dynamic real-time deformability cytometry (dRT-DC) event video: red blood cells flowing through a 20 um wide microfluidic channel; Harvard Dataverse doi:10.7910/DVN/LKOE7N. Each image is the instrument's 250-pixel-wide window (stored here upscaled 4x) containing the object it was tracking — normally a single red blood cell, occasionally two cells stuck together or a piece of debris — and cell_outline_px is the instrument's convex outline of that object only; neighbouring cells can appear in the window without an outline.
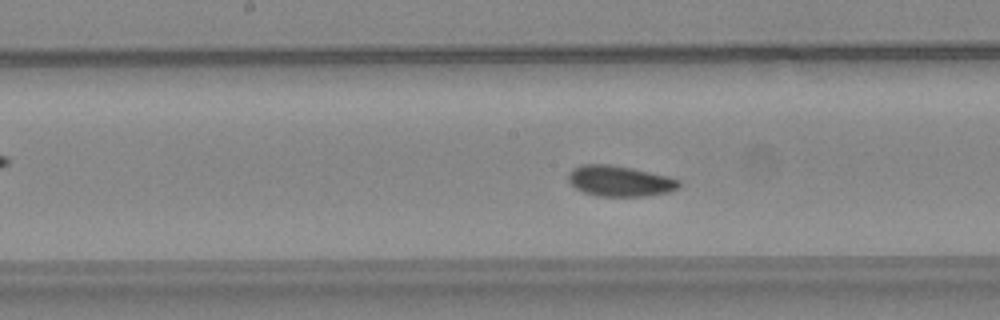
{"species": "common noctule bat (a hibernating species)", "species_latin": "Nyctalus noctula", "temperature_condition": "warm", "stored_images_in_passage": 51, "camera_frame_rate_fps": 3000, "um_per_image_px": 0.085, "animal": {"sex": "female", "body_mass_g": 24.6, "forearm_length_mm": 56.2}, "frame": {"image": 1, "passage_image": 25, "time_ms": 8.0, "image_size_px": [1000, 320], "cell_outline_px": [[680, 184], [676, 188], [668, 192], [644, 196], [596, 196], [584, 192], [576, 188], [568, 180], [568, 172], [572, 168], [580, 164], [612, 164], [632, 168], [668, 176], [680, 180]], "centroid_in_image_um": [52.64, 15.37], "position_along_channel_um": 195.6, "area_um2": 19.83}}
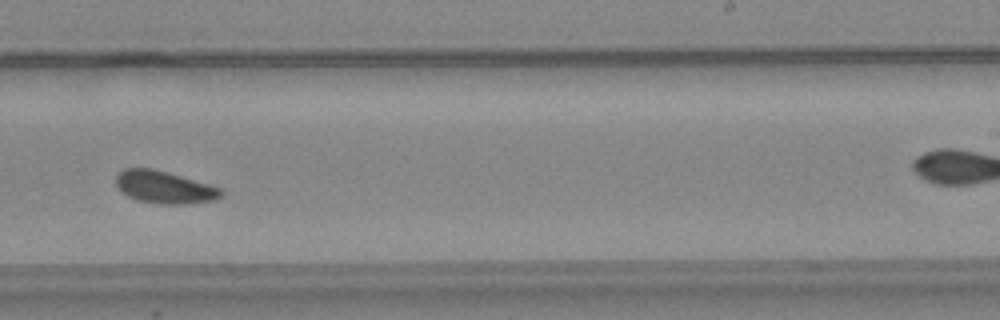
{"frame": {"image": 2, "passage_image": 31, "time_ms": 10.0, "image_size_px": [1000, 320], "cell_outline_px": [[224, 196], [216, 200], [184, 204], [160, 204], [136, 200], [128, 196], [116, 184], [116, 176], [124, 168], [152, 168], [168, 172], [208, 184], [220, 188], [224, 192]], "centroid_in_image_um": [14.0, 15.92], "position_along_channel_um": 275.0, "area_um2": 19.83}}
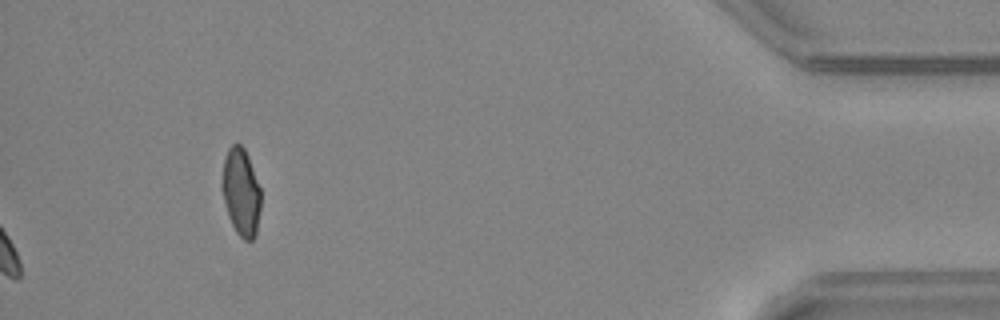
{"frame": {"image": 3, "passage_image": 51, "time_ms": 16.667, "image_size_px": [1000, 320], "cell_outline_px": [[260, 208], [256, 236], [252, 240], [244, 240], [236, 232], [228, 216], [220, 188], [220, 184], [224, 156], [228, 148], [232, 144], [240, 144], [244, 148], [248, 156], [260, 188]], "centroid_in_image_um": [20.46, 16.32], "position_along_channel_um": 414.7, "area_um2": 20.06}, "authors_computed_cell_mechanics": {"area_um2": 19.4208, "velocity_mm_per_s": 4.0, "shape_relaxation_time_tau1_ms": 3.9983, "shape_relaxation_time_tau2_ms": 4.6818, "deformation_change_tau1": 0.0892, "deformation_change_tau2": 0.0978}}